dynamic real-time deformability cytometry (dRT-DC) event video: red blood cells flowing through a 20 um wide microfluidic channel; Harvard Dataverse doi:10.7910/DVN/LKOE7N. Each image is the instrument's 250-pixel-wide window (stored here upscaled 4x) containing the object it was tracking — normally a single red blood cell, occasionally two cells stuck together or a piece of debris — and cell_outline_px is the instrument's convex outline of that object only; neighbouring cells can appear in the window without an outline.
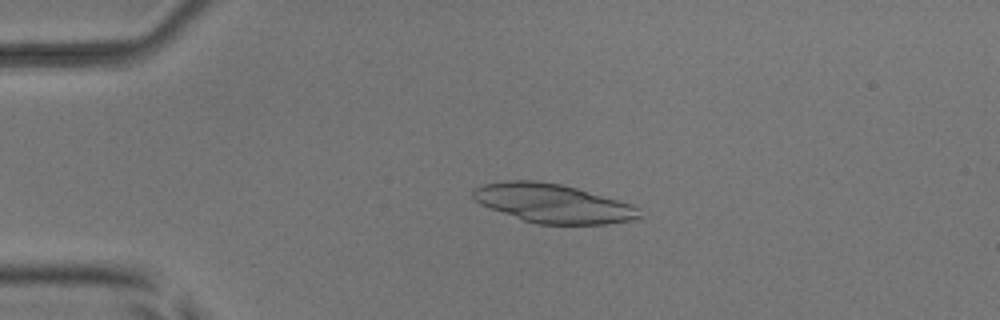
{"species": "common noctule bat (a hibernating species)", "species_latin": "Nyctalus noctula", "temperature_condition": "room temperature", "stored_images_in_passage": 46, "camera_frame_rate_fps": 3000, "um_per_image_px": 0.085, "animal": {"sex": "male", "body_mass_g": 17.9, "forearm_length_mm": 54.2}, "frame": {"image": 1, "passage_image": 12, "time_ms": 3.667, "image_size_px": [1000, 320], "cell_outline_px": [[640, 216], [632, 220], [608, 224], [536, 224], [524, 220], [480, 204], [472, 196], [472, 192], [480, 184], [504, 180], [536, 180], [560, 184], [576, 188], [632, 204], [640, 208]], "centroid_in_image_um": [46.99, 17.28], "position_along_channel_um": 38.0, "area_um2": 37.51}}